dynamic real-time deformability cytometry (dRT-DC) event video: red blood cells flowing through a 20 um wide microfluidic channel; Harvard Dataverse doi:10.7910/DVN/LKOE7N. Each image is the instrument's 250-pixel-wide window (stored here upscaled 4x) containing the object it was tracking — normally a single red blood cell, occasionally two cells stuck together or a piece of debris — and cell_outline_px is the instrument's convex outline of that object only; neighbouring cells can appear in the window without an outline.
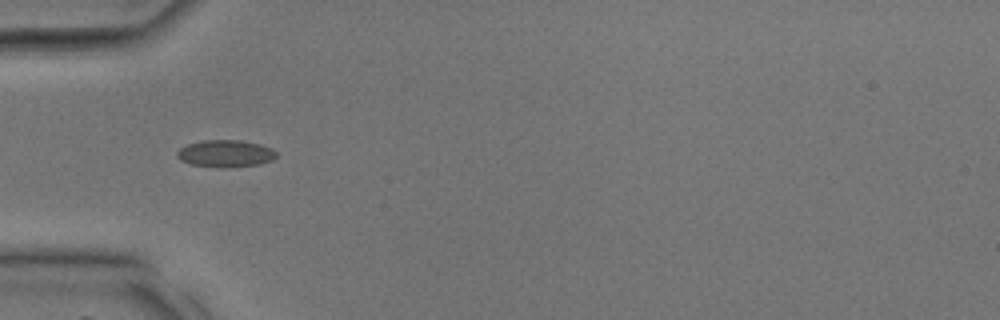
{"species": "common noctule bat (a hibernating species)", "species_latin": "Nyctalus noctula", "temperature_condition": "room temperature", "stored_images_in_passage": 14, "camera_frame_rate_fps": 3000, "um_per_image_px": 0.085, "animal": {"sex": "male", "body_mass_g": 17.9, "forearm_length_mm": 54.2}, "frame": {"image": 1, "passage_image": 1, "time_ms": 0.0, "image_size_px": [1000, 320], "cell_outline_px": [[276, 156], [272, 160], [260, 164], [220, 168], [192, 164], [180, 160], [176, 156], [176, 152], [180, 148], [188, 144], [200, 140], [240, 140], [260, 144], [272, 148], [276, 152]], "centroid_in_image_um": [19.15, 13.04], "position_along_channel_um": 65.8, "area_um2": 15.72}}
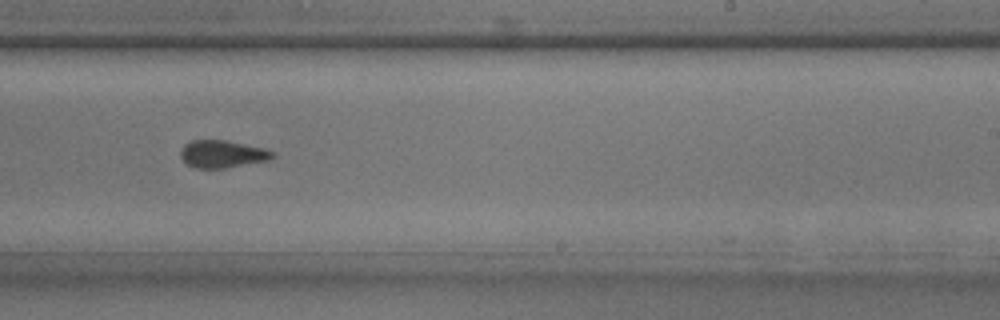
{"frame": {"image": 2, "passage_image": 12, "time_ms": 3.667, "image_size_px": [1000, 320], "cell_outline_px": [[276, 156], [268, 160], [224, 168], [196, 168], [188, 164], [180, 156], [180, 148], [188, 140], [224, 140], [264, 148], [276, 152]], "centroid_in_image_um": [18.89, 13.08], "position_along_channel_um": 270.1, "area_um2": 14.74}}